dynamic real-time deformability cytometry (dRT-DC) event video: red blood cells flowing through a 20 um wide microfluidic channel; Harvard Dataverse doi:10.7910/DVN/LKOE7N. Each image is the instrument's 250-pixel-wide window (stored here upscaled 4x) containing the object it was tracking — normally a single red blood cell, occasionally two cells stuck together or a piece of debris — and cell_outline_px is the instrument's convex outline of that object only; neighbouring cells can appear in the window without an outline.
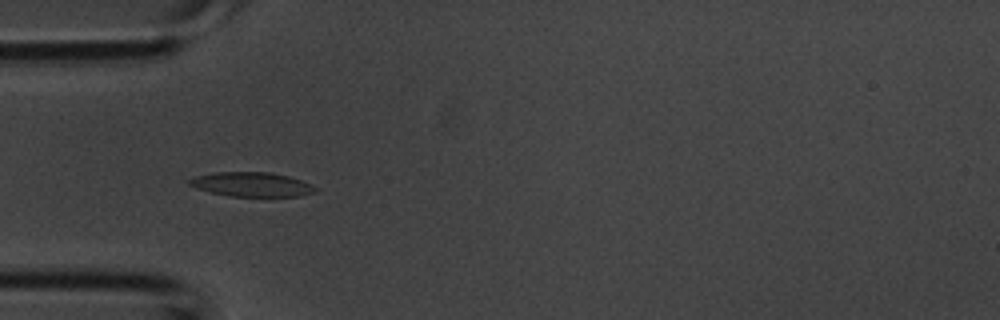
{"species": "common noctule bat (a hibernating species)", "species_latin": "Nyctalus noctula", "temperature_condition": "room temperature", "stored_images_in_passage": 4, "camera_frame_rate_fps": 3000, "um_per_image_px": 0.085, "animal": {"sex": "male", "body_mass_g": 20.1, "forearm_length_mm": 53.5}, "frame": {"image": 1, "passage_image": 4, "time_ms": 1.0, "image_size_px": [1000, 320], "cell_outline_px": [[320, 188], [312, 192], [300, 196], [228, 196], [196, 188], [188, 184], [188, 180], [196, 176], [212, 172], [272, 172], [288, 176], [300, 180]], "centroid_in_image_um": [21.38, 15.66], "position_along_channel_um": 63.6, "area_um2": 17.8}}